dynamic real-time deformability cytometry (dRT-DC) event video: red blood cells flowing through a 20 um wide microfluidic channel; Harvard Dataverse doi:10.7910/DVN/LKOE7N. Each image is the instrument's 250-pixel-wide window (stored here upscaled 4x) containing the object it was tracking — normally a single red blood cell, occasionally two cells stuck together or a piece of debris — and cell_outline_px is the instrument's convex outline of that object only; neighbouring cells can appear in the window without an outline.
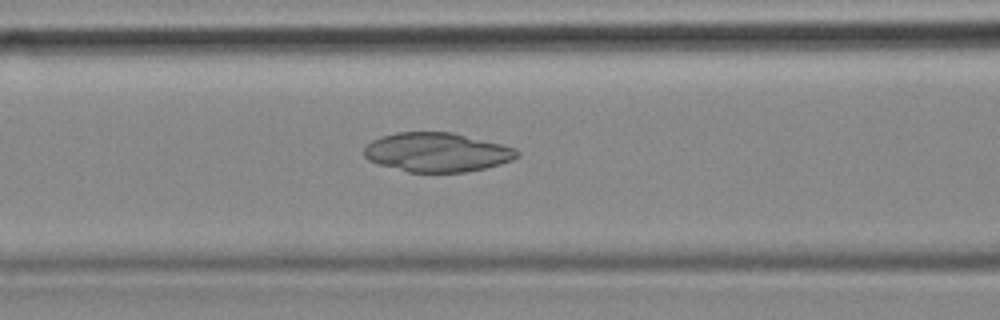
{"species": "common noctule bat (a hibernating species)", "species_latin": "Nyctalus noctula", "temperature_condition": "cold", "stored_images_in_passage": 53, "camera_frame_rate_fps": 3000, "um_per_image_px": 0.085, "animal": {"sex": "female", "body_mass_g": 18.4}, "frame": {"image": 1, "passage_image": 21, "time_ms": 6.667, "image_size_px": [1000, 320], "cell_outline_px": [[520, 156], [512, 160], [500, 164], [484, 168], [464, 172], [408, 172], [380, 164], [368, 160], [364, 156], [364, 148], [372, 140], [380, 136], [396, 132], [452, 132], [516, 148], [520, 152]], "centroid_in_image_um": [37.14, 12.94], "position_along_channel_um": 129.5, "area_um2": 34.85}}
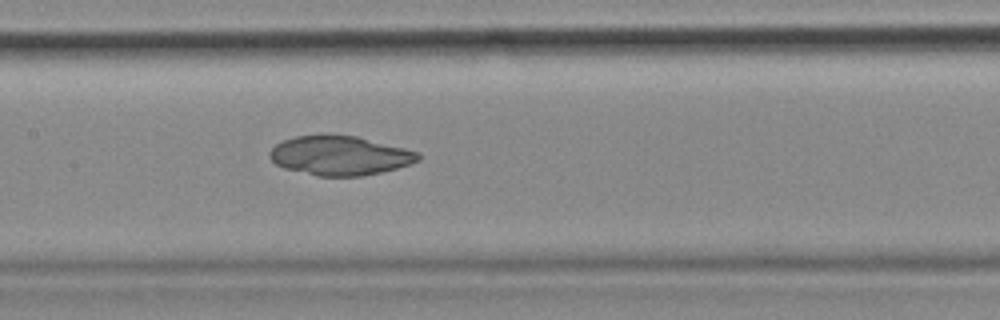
{"frame": {"image": 2, "passage_image": 25, "time_ms": 8.0, "image_size_px": [1000, 320], "cell_outline_px": [[420, 160], [412, 164], [380, 172], [360, 176], [316, 176], [284, 168], [276, 164], [268, 156], [268, 152], [276, 144], [284, 140], [296, 136], [320, 132], [328, 132], [356, 136], [420, 152]], "centroid_in_image_um": [28.86, 13.19], "position_along_channel_um": 178.5, "area_um2": 34.62}}